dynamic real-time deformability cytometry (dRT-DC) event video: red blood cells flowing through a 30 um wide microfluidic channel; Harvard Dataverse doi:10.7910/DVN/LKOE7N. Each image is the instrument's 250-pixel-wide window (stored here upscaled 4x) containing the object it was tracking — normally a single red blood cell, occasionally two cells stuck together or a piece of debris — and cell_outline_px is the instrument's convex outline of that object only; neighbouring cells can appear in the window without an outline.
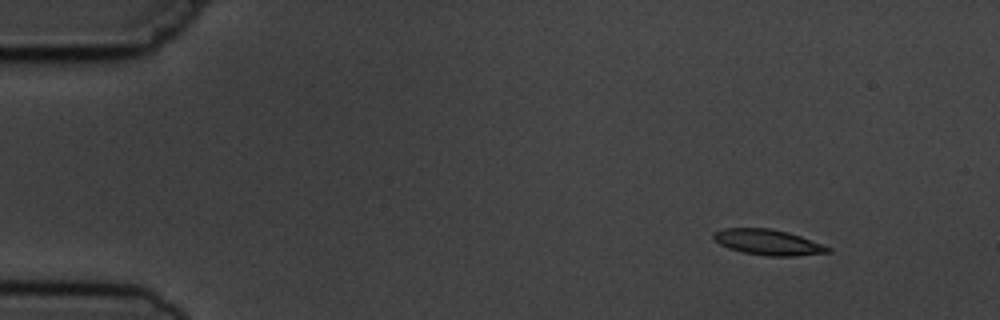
{"species": "common noctule bat (a hibernating species)", "species_latin": "Nyctalus noctula", "temperature_condition": "cold", "stored_images_in_passage": 4, "camera_frame_rate_fps": 3000, "um_per_image_px": 0.085, "animal": {"sex": "male", "body_mass_g": 19.5, "forearm_length_mm": 54.6}, "frame": {"image": 1, "passage_image": 1, "time_ms": 0.0, "image_size_px": [1000, 320], "cell_outline_px": [[832, 252], [796, 256], [768, 256], [744, 252], [728, 248], [720, 244], [712, 236], [712, 232], [724, 228], [768, 228], [788, 232], [800, 236], [832, 248]], "centroid_in_image_um": [65.28, 20.59], "position_along_channel_um": 19.7, "area_um2": 16.99}}
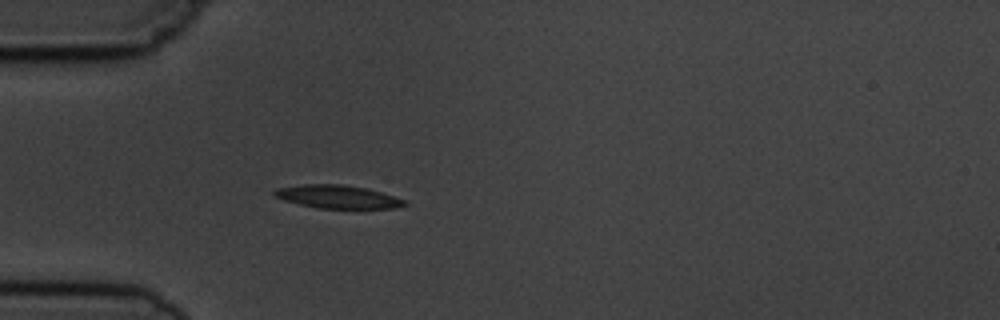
{"frame": {"image": 2, "passage_image": 4, "time_ms": 3.333, "image_size_px": [1000, 320], "cell_outline_px": [[408, 204], [396, 208], [320, 208], [300, 204], [284, 200], [272, 196], [272, 192], [276, 188], [304, 184], [340, 184], [364, 188], [380, 192], [404, 200]], "centroid_in_image_um": [28.64, 16.72], "position_along_channel_um": 56.4, "area_um2": 17.34}}